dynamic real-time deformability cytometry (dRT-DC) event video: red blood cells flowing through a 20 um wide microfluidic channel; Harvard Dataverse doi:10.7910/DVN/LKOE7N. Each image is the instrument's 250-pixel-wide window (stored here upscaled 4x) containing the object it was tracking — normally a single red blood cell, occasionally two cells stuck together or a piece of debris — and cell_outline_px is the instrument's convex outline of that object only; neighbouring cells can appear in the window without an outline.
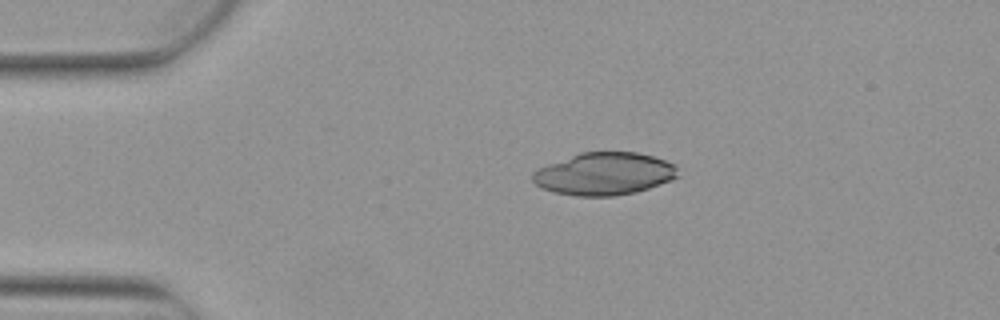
{"species": "Egyptian fruit bat (a non-hibernating species)", "species_latin": "Rousettus aegyptiacus", "temperature_condition": "warm", "stored_images_in_passage": 5, "camera_frame_rate_fps": 3000, "um_per_image_px": 0.085, "animal": {"sex": "female"}, "frame": {"image": 1, "passage_image": 5, "time_ms": 1.333, "image_size_px": [1000, 320], "cell_outline_px": [[680, 176], [672, 180], [636, 192], [612, 196], [576, 196], [552, 192], [540, 188], [532, 180], [532, 172], [548, 164], [580, 152], [636, 152], [652, 156], [676, 164]], "centroid_in_image_um": [51.37, 14.78], "position_along_channel_um": 33.6, "area_um2": 36.13}}